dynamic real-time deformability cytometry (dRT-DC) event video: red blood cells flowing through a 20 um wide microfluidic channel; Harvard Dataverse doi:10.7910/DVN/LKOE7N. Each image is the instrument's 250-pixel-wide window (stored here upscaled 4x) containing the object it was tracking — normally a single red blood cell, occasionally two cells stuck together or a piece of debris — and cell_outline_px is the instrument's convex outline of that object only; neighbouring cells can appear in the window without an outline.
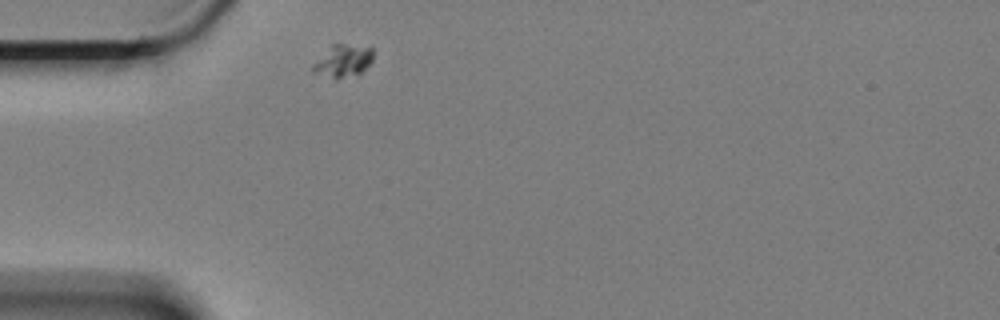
{"species": "Egyptian fruit bat (a non-hibernating species)", "species_latin": "Rousettus aegyptiacus", "temperature_condition": "cold", "stored_images_in_passage": 41, "camera_frame_rate_fps": 3000, "um_per_image_px": 0.085, "animal": {"sex": "female"}, "frame": {"image": 1, "passage_image": 1, "time_ms": 0.0, "image_size_px": [1000, 320], "cell_outline_px": [[372, 60], [360, 72], [336, 80], [312, 72], [312, 64], [332, 44], [344, 44], [372, 48]], "centroid_in_image_um": [29.1, 5.19], "position_along_channel_um": 55.9, "area_um2": 11.16}}
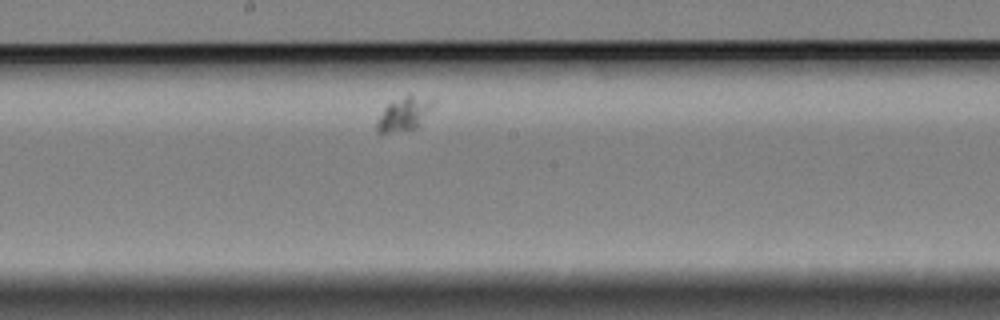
{"frame": {"image": 2, "passage_image": 18, "time_ms": 5.667, "image_size_px": [1000, 320], "cell_outline_px": [[436, 100], [420, 124], [416, 128], [388, 132], [376, 132], [376, 120], [384, 108], [388, 104], [404, 96], [412, 96]], "centroid_in_image_um": [34.31, 9.69], "position_along_channel_um": 213.9, "area_um2": 10.58}}
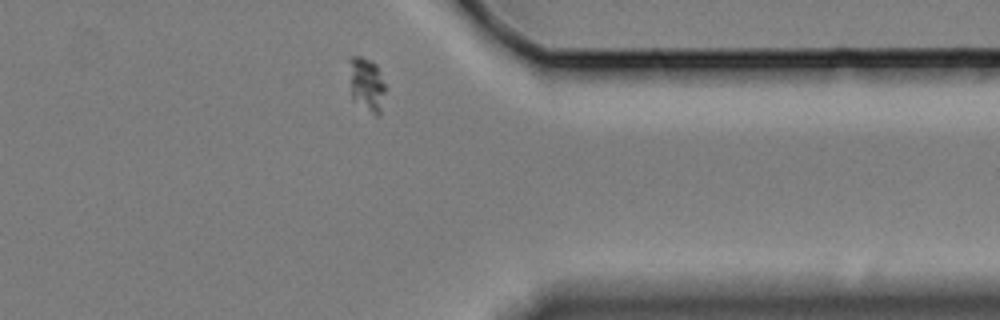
{"frame": {"image": 3, "passage_image": 35, "time_ms": 11.333, "image_size_px": [1000, 320], "cell_outline_px": [[384, 92], [380, 116], [376, 116], [352, 100], [348, 60], [348, 56], [360, 56], [376, 64], [384, 84]], "centroid_in_image_um": [31.13, 7.17], "position_along_channel_um": 380.3, "area_um2": 11.33}}